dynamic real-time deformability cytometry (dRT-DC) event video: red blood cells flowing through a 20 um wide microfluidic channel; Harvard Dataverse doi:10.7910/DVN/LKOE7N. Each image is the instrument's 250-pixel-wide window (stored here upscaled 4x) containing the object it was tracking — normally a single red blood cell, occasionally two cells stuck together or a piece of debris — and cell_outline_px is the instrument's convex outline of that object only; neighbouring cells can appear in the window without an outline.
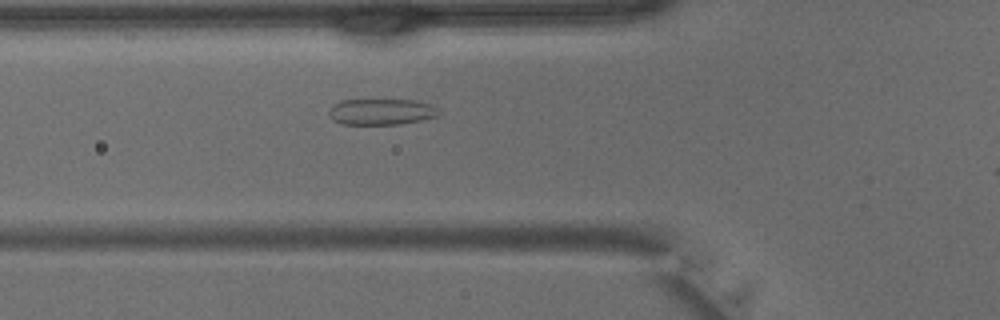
{"species": "common noctule bat (a hibernating species)", "species_latin": "Nyctalus noctula", "temperature_condition": "warm", "stored_images_in_passage": 25, "camera_frame_rate_fps": 3000, "um_per_image_px": 0.085, "animal": {"sex": "male", "body_mass_g": 15.6}, "frame": {"image": 1, "passage_image": 2, "time_ms": 0.333, "image_size_px": [1000, 320], "cell_outline_px": [[440, 112], [436, 116], [420, 120], [400, 124], [340, 124], [332, 120], [328, 116], [328, 108], [332, 104], [340, 100], [416, 100], [432, 104]], "centroid_in_image_um": [32.34, 9.49], "position_along_channel_um": 93.5, "area_um2": 16.88}}
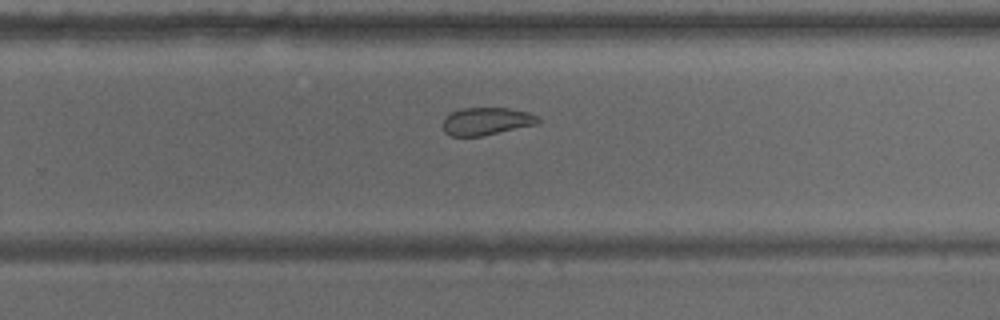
{"frame": {"image": 2, "passage_image": 14, "time_ms": 4.333, "image_size_px": [1000, 320], "cell_outline_px": [[540, 124], [484, 136], [452, 136], [444, 132], [444, 120], [452, 112], [464, 108], [508, 108], [528, 112], [540, 116]], "centroid_in_image_um": [41.44, 10.32], "position_along_channel_um": 288.4, "area_um2": 15.43}}
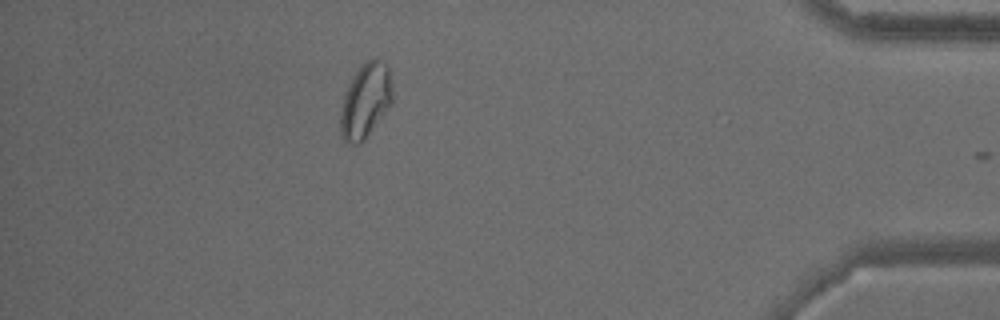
{"frame": {"image": 3, "passage_image": 24, "time_ms": 7.667, "image_size_px": [1000, 320], "cell_outline_px": [[392, 104], [364, 140], [360, 144], [352, 144], [344, 140], [340, 136], [340, 112], [344, 96], [348, 84], [352, 76], [372, 56], [376, 56], [388, 68], [392, 84]], "centroid_in_image_um": [31.06, 8.57], "position_along_channel_um": 404.1, "area_um2": 22.66}}